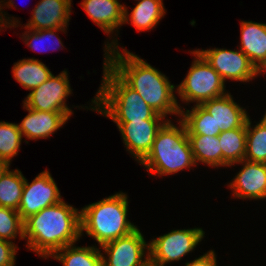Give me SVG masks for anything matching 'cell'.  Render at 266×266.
<instances>
[{"instance_id": "obj_1", "label": "cell", "mask_w": 266, "mask_h": 266, "mask_svg": "<svg viewBox=\"0 0 266 266\" xmlns=\"http://www.w3.org/2000/svg\"><path fill=\"white\" fill-rule=\"evenodd\" d=\"M117 38L107 42L104 62L158 114L180 115L181 106L174 95V84L168 78L126 48L123 53Z\"/></svg>"}, {"instance_id": "obj_2", "label": "cell", "mask_w": 266, "mask_h": 266, "mask_svg": "<svg viewBox=\"0 0 266 266\" xmlns=\"http://www.w3.org/2000/svg\"><path fill=\"white\" fill-rule=\"evenodd\" d=\"M82 234L81 211L63 200L24 221L28 249L46 259L55 251L76 243Z\"/></svg>"}, {"instance_id": "obj_3", "label": "cell", "mask_w": 266, "mask_h": 266, "mask_svg": "<svg viewBox=\"0 0 266 266\" xmlns=\"http://www.w3.org/2000/svg\"><path fill=\"white\" fill-rule=\"evenodd\" d=\"M94 111L113 122L164 120L132 88H130L105 62L102 84L92 100Z\"/></svg>"}, {"instance_id": "obj_4", "label": "cell", "mask_w": 266, "mask_h": 266, "mask_svg": "<svg viewBox=\"0 0 266 266\" xmlns=\"http://www.w3.org/2000/svg\"><path fill=\"white\" fill-rule=\"evenodd\" d=\"M151 175H172L195 164L185 124L170 119L157 132L152 148L140 162Z\"/></svg>"}, {"instance_id": "obj_5", "label": "cell", "mask_w": 266, "mask_h": 266, "mask_svg": "<svg viewBox=\"0 0 266 266\" xmlns=\"http://www.w3.org/2000/svg\"><path fill=\"white\" fill-rule=\"evenodd\" d=\"M128 198L116 193L81 210V232L93 237L100 247L137 229L127 219Z\"/></svg>"}, {"instance_id": "obj_6", "label": "cell", "mask_w": 266, "mask_h": 266, "mask_svg": "<svg viewBox=\"0 0 266 266\" xmlns=\"http://www.w3.org/2000/svg\"><path fill=\"white\" fill-rule=\"evenodd\" d=\"M195 59L184 80L177 87V94L183 102L196 105L225 95V82L205 58L197 51H191Z\"/></svg>"}, {"instance_id": "obj_7", "label": "cell", "mask_w": 266, "mask_h": 266, "mask_svg": "<svg viewBox=\"0 0 266 266\" xmlns=\"http://www.w3.org/2000/svg\"><path fill=\"white\" fill-rule=\"evenodd\" d=\"M204 234L205 232L201 228L178 229L152 239L148 243L149 261L159 266L180 261L183 256L196 248Z\"/></svg>"}, {"instance_id": "obj_8", "label": "cell", "mask_w": 266, "mask_h": 266, "mask_svg": "<svg viewBox=\"0 0 266 266\" xmlns=\"http://www.w3.org/2000/svg\"><path fill=\"white\" fill-rule=\"evenodd\" d=\"M71 92L68 73L64 70L33 89L23 101V105L37 111L64 112L71 117L73 112L65 102Z\"/></svg>"}, {"instance_id": "obj_9", "label": "cell", "mask_w": 266, "mask_h": 266, "mask_svg": "<svg viewBox=\"0 0 266 266\" xmlns=\"http://www.w3.org/2000/svg\"><path fill=\"white\" fill-rule=\"evenodd\" d=\"M197 51L213 67V69L225 80L249 82L259 74L256 66L250 61L242 50L208 49Z\"/></svg>"}, {"instance_id": "obj_10", "label": "cell", "mask_w": 266, "mask_h": 266, "mask_svg": "<svg viewBox=\"0 0 266 266\" xmlns=\"http://www.w3.org/2000/svg\"><path fill=\"white\" fill-rule=\"evenodd\" d=\"M101 249L107 254L106 258L102 257V266H144L149 261V244L138 228L102 245Z\"/></svg>"}, {"instance_id": "obj_11", "label": "cell", "mask_w": 266, "mask_h": 266, "mask_svg": "<svg viewBox=\"0 0 266 266\" xmlns=\"http://www.w3.org/2000/svg\"><path fill=\"white\" fill-rule=\"evenodd\" d=\"M61 197L54 179L46 169L36 176L30 184L25 178L18 213L25 221L42 209L59 203L63 200Z\"/></svg>"}, {"instance_id": "obj_12", "label": "cell", "mask_w": 266, "mask_h": 266, "mask_svg": "<svg viewBox=\"0 0 266 266\" xmlns=\"http://www.w3.org/2000/svg\"><path fill=\"white\" fill-rule=\"evenodd\" d=\"M167 121L168 119L115 123L121 132L127 151L140 163L150 152L157 132Z\"/></svg>"}, {"instance_id": "obj_13", "label": "cell", "mask_w": 266, "mask_h": 266, "mask_svg": "<svg viewBox=\"0 0 266 266\" xmlns=\"http://www.w3.org/2000/svg\"><path fill=\"white\" fill-rule=\"evenodd\" d=\"M242 169L228 185L233 194L241 199L266 198V164L243 159Z\"/></svg>"}, {"instance_id": "obj_14", "label": "cell", "mask_w": 266, "mask_h": 266, "mask_svg": "<svg viewBox=\"0 0 266 266\" xmlns=\"http://www.w3.org/2000/svg\"><path fill=\"white\" fill-rule=\"evenodd\" d=\"M201 106L214 118L216 131L246 128V121L249 117L246 109L239 106L228 92L202 103Z\"/></svg>"}, {"instance_id": "obj_15", "label": "cell", "mask_w": 266, "mask_h": 266, "mask_svg": "<svg viewBox=\"0 0 266 266\" xmlns=\"http://www.w3.org/2000/svg\"><path fill=\"white\" fill-rule=\"evenodd\" d=\"M72 0H40L25 29L46 30L67 28L70 20Z\"/></svg>"}, {"instance_id": "obj_16", "label": "cell", "mask_w": 266, "mask_h": 266, "mask_svg": "<svg viewBox=\"0 0 266 266\" xmlns=\"http://www.w3.org/2000/svg\"><path fill=\"white\" fill-rule=\"evenodd\" d=\"M29 113L18 125L22 136L28 139L49 138L70 118L64 112L37 111L23 106Z\"/></svg>"}, {"instance_id": "obj_17", "label": "cell", "mask_w": 266, "mask_h": 266, "mask_svg": "<svg viewBox=\"0 0 266 266\" xmlns=\"http://www.w3.org/2000/svg\"><path fill=\"white\" fill-rule=\"evenodd\" d=\"M81 7L108 35L123 24L124 5L118 0H83Z\"/></svg>"}, {"instance_id": "obj_18", "label": "cell", "mask_w": 266, "mask_h": 266, "mask_svg": "<svg viewBox=\"0 0 266 266\" xmlns=\"http://www.w3.org/2000/svg\"><path fill=\"white\" fill-rule=\"evenodd\" d=\"M242 50L257 69L266 63V24L241 21Z\"/></svg>"}, {"instance_id": "obj_19", "label": "cell", "mask_w": 266, "mask_h": 266, "mask_svg": "<svg viewBox=\"0 0 266 266\" xmlns=\"http://www.w3.org/2000/svg\"><path fill=\"white\" fill-rule=\"evenodd\" d=\"M138 3L129 14L124 6L123 24L131 21L136 30L144 31L154 28L166 13L162 0H137ZM130 16V17H129ZM130 19V20H129Z\"/></svg>"}, {"instance_id": "obj_20", "label": "cell", "mask_w": 266, "mask_h": 266, "mask_svg": "<svg viewBox=\"0 0 266 266\" xmlns=\"http://www.w3.org/2000/svg\"><path fill=\"white\" fill-rule=\"evenodd\" d=\"M14 79L27 90H33L49 79L52 72L38 59H22L12 67Z\"/></svg>"}, {"instance_id": "obj_21", "label": "cell", "mask_w": 266, "mask_h": 266, "mask_svg": "<svg viewBox=\"0 0 266 266\" xmlns=\"http://www.w3.org/2000/svg\"><path fill=\"white\" fill-rule=\"evenodd\" d=\"M51 257L63 266H102L103 253L96 246L75 247L72 244L55 251Z\"/></svg>"}, {"instance_id": "obj_22", "label": "cell", "mask_w": 266, "mask_h": 266, "mask_svg": "<svg viewBox=\"0 0 266 266\" xmlns=\"http://www.w3.org/2000/svg\"><path fill=\"white\" fill-rule=\"evenodd\" d=\"M195 164L222 166V149L218 136L188 135Z\"/></svg>"}, {"instance_id": "obj_23", "label": "cell", "mask_w": 266, "mask_h": 266, "mask_svg": "<svg viewBox=\"0 0 266 266\" xmlns=\"http://www.w3.org/2000/svg\"><path fill=\"white\" fill-rule=\"evenodd\" d=\"M218 138L222 149V166H232L245 159L246 128L221 131Z\"/></svg>"}, {"instance_id": "obj_24", "label": "cell", "mask_w": 266, "mask_h": 266, "mask_svg": "<svg viewBox=\"0 0 266 266\" xmlns=\"http://www.w3.org/2000/svg\"><path fill=\"white\" fill-rule=\"evenodd\" d=\"M180 118L187 129V135L218 136L221 131H216V122L201 105H194L191 111L180 112Z\"/></svg>"}, {"instance_id": "obj_25", "label": "cell", "mask_w": 266, "mask_h": 266, "mask_svg": "<svg viewBox=\"0 0 266 266\" xmlns=\"http://www.w3.org/2000/svg\"><path fill=\"white\" fill-rule=\"evenodd\" d=\"M25 177L18 169L8 170L0 178V206L13 210L19 209Z\"/></svg>"}, {"instance_id": "obj_26", "label": "cell", "mask_w": 266, "mask_h": 266, "mask_svg": "<svg viewBox=\"0 0 266 266\" xmlns=\"http://www.w3.org/2000/svg\"><path fill=\"white\" fill-rule=\"evenodd\" d=\"M245 160L266 164V113L253 128L249 117L246 121Z\"/></svg>"}, {"instance_id": "obj_27", "label": "cell", "mask_w": 266, "mask_h": 266, "mask_svg": "<svg viewBox=\"0 0 266 266\" xmlns=\"http://www.w3.org/2000/svg\"><path fill=\"white\" fill-rule=\"evenodd\" d=\"M22 137L16 123L0 122V158L9 165L20 150Z\"/></svg>"}, {"instance_id": "obj_28", "label": "cell", "mask_w": 266, "mask_h": 266, "mask_svg": "<svg viewBox=\"0 0 266 266\" xmlns=\"http://www.w3.org/2000/svg\"><path fill=\"white\" fill-rule=\"evenodd\" d=\"M18 234L24 239V221L18 211L0 206V239L10 241Z\"/></svg>"}, {"instance_id": "obj_29", "label": "cell", "mask_w": 266, "mask_h": 266, "mask_svg": "<svg viewBox=\"0 0 266 266\" xmlns=\"http://www.w3.org/2000/svg\"><path fill=\"white\" fill-rule=\"evenodd\" d=\"M64 29L66 30V28H55V29H46V30H30V29H28L29 31H26L24 34H22V36H23L22 38H23V40H25L24 42H25V44L28 45V47H30L31 49L36 50V51L37 50L38 51L40 50V52L46 51L45 48H47V50L51 49V48H53V45H55L56 48H59L57 46L60 45L62 48L63 44H62L60 38L57 37L55 39V37H56L57 31L66 32ZM51 40L53 43H51ZM46 42L49 45V46L47 45L48 47L45 44ZM50 43L52 45H50ZM44 46H46V47H44Z\"/></svg>"}, {"instance_id": "obj_30", "label": "cell", "mask_w": 266, "mask_h": 266, "mask_svg": "<svg viewBox=\"0 0 266 266\" xmlns=\"http://www.w3.org/2000/svg\"><path fill=\"white\" fill-rule=\"evenodd\" d=\"M17 248L14 242L0 239V266H15Z\"/></svg>"}, {"instance_id": "obj_31", "label": "cell", "mask_w": 266, "mask_h": 266, "mask_svg": "<svg viewBox=\"0 0 266 266\" xmlns=\"http://www.w3.org/2000/svg\"><path fill=\"white\" fill-rule=\"evenodd\" d=\"M216 254L213 250L208 251L204 255L194 259L191 262H187L186 266H217Z\"/></svg>"}, {"instance_id": "obj_32", "label": "cell", "mask_w": 266, "mask_h": 266, "mask_svg": "<svg viewBox=\"0 0 266 266\" xmlns=\"http://www.w3.org/2000/svg\"><path fill=\"white\" fill-rule=\"evenodd\" d=\"M5 4H0V28H11V27H16V26H18L17 24H18V20L17 21H15L16 20V18L15 19H13V17H12V20L11 19H9V17H7L6 19H5V15L6 14H3V11L1 12V10H3L2 9V7L1 6H4ZM3 16H4V18H3ZM9 20V21H8ZM17 22V23H16ZM8 25V26H7ZM5 26V27H4ZM0 31H1V29H0Z\"/></svg>"}, {"instance_id": "obj_33", "label": "cell", "mask_w": 266, "mask_h": 266, "mask_svg": "<svg viewBox=\"0 0 266 266\" xmlns=\"http://www.w3.org/2000/svg\"><path fill=\"white\" fill-rule=\"evenodd\" d=\"M10 165L3 159L0 158V178L8 170Z\"/></svg>"}, {"instance_id": "obj_34", "label": "cell", "mask_w": 266, "mask_h": 266, "mask_svg": "<svg viewBox=\"0 0 266 266\" xmlns=\"http://www.w3.org/2000/svg\"><path fill=\"white\" fill-rule=\"evenodd\" d=\"M6 1V0H5ZM2 2H4V1H0V3H2ZM7 4V5H6ZM6 4H5V6H7L8 8L10 7H12L13 8V5H14V2H13V0H9L8 2H6Z\"/></svg>"}, {"instance_id": "obj_35", "label": "cell", "mask_w": 266, "mask_h": 266, "mask_svg": "<svg viewBox=\"0 0 266 266\" xmlns=\"http://www.w3.org/2000/svg\"><path fill=\"white\" fill-rule=\"evenodd\" d=\"M258 71H259V74L262 72L264 73V71H266V63L261 68H259Z\"/></svg>"}, {"instance_id": "obj_36", "label": "cell", "mask_w": 266, "mask_h": 266, "mask_svg": "<svg viewBox=\"0 0 266 266\" xmlns=\"http://www.w3.org/2000/svg\"><path fill=\"white\" fill-rule=\"evenodd\" d=\"M144 266H159V265H156L152 263L151 261H148Z\"/></svg>"}]
</instances>
